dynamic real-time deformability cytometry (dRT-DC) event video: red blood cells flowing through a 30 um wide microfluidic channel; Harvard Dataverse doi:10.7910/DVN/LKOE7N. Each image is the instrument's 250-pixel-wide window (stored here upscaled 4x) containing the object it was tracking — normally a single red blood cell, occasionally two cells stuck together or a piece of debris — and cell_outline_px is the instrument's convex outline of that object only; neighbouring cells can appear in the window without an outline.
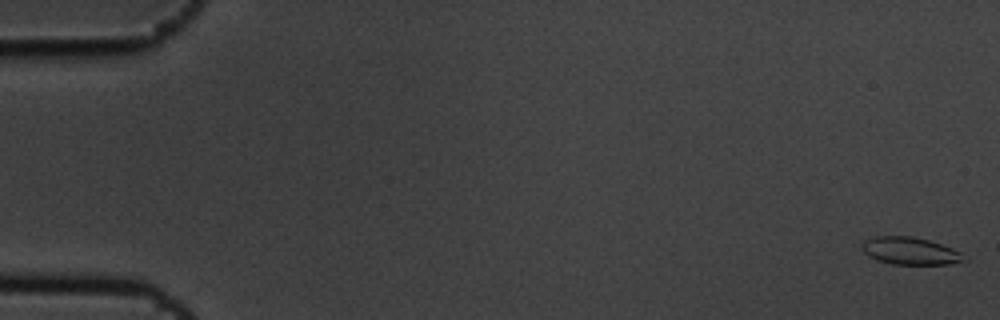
{"species": "common noctule bat (a hibernating species)", "species_latin": "Nyctalus noctula", "temperature_condition": "cold", "stored_images_in_passage": 2, "segment_of_instrument_passage": [2, 2], "camera_frame_rate_fps": 3000, "um_per_image_px": 0.085, "animal": {"sex": "male", "body_mass_g": 19.5, "forearm_length_mm": 54.6}, "frame": {"image": 1, "passage_image": 2, "time_ms": 0.333, "image_size_px": [1000, 320], "cell_outline_px": [[968, 260], [948, 264], [892, 264], [876, 260], [868, 256], [860, 248], [860, 244], [864, 240], [876, 236], [912, 236], [928, 240], [952, 248], [960, 252]], "centroid_in_image_um": [77.31, 21.33], "position_along_channel_um": 7.7, "area_um2": 16.36}}